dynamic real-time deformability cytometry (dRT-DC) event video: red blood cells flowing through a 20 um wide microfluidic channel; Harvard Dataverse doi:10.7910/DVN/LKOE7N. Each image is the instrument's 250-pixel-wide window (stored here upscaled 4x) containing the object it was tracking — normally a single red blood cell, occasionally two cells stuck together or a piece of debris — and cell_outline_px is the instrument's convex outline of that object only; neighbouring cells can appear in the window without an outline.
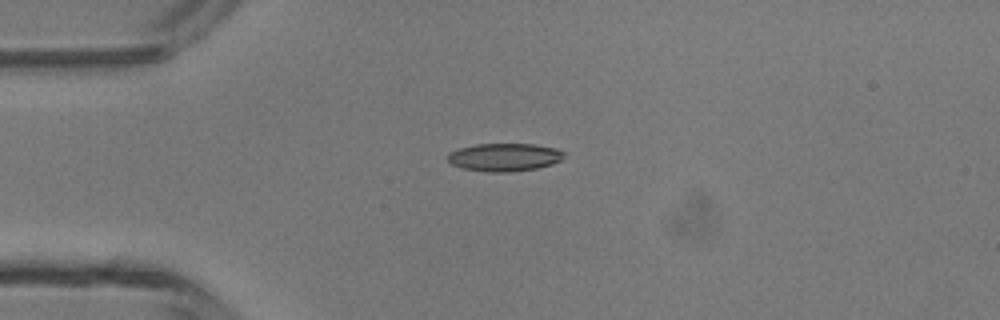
{"species": "common noctule bat (a hibernating species)", "species_latin": "Nyctalus noctula", "temperature_condition": "room temperature", "stored_images_in_passage": 9, "camera_frame_rate_fps": 3000, "um_per_image_px": 0.085, "animal": {"sex": "male", "body_mass_g": 13.3}, "frame": {"image": 1, "passage_image": 1, "time_ms": 0.0, "image_size_px": [1000, 320], "cell_outline_px": [[564, 156], [560, 160], [552, 164], [536, 168], [508, 172], [488, 172], [464, 168], [452, 164], [448, 160], [448, 152], [460, 148], [476, 144], [532, 144], [556, 148], [564, 152]], "centroid_in_image_um": [42.87, 13.36], "position_along_channel_um": 42.1, "area_um2": 18.79}}
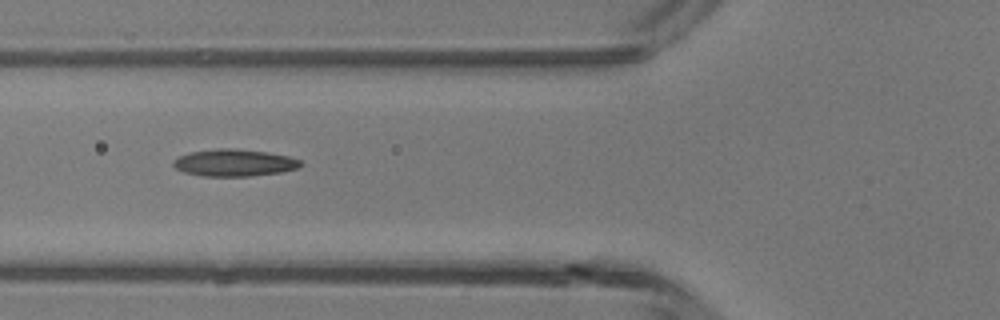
{"frame": {"image": 2, "passage_image": 7, "time_ms": 2.0, "image_size_px": [1000, 320], "cell_outline_px": [[304, 164], [296, 168], [280, 172], [248, 176], [200, 176], [184, 172], [176, 168], [172, 164], [172, 160], [188, 152], [216, 148], [236, 148], [268, 152], [288, 156], [300, 160]], "centroid_in_image_um": [19.88, 13.82], "position_along_channel_um": 105.9, "area_um2": 20.17}}